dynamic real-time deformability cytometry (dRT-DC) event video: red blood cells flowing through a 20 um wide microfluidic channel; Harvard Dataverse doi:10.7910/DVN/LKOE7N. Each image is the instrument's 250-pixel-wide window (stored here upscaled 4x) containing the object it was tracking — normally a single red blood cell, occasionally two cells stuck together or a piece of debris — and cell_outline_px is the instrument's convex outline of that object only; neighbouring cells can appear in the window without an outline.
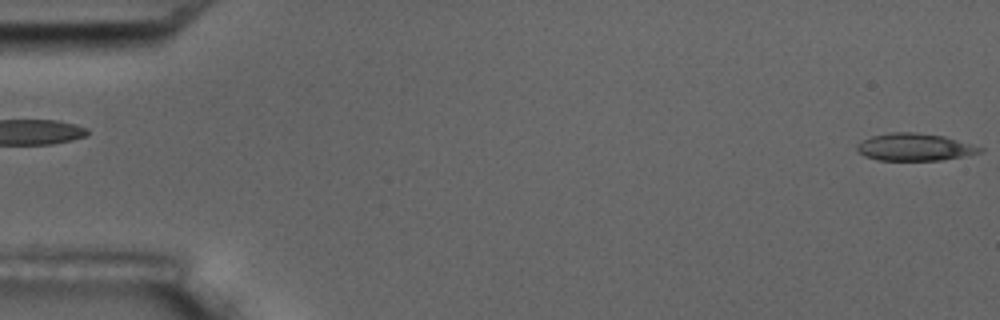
{"species": "common noctule bat (a hibernating species)", "species_latin": "Nyctalus noctula", "temperature_condition": "room temperature", "stored_images_in_passage": 6, "segment_of_instrument_passage": [2, 2], "camera_frame_rate_fps": 3000, "um_per_image_px": 0.085, "animal": {"sex": "male", "body_mass_g": 17.5, "forearm_length_mm": 52.3}, "frame": {"image": 1, "passage_image": 6, "time_ms": 6.0, "image_size_px": [1000, 320], "cell_outline_px": [[984, 152], [940, 160], [876, 160], [864, 156], [856, 148], [856, 144], [872, 136], [888, 132], [916, 132], [944, 136], [984, 148]], "centroid_in_image_um": [77.73, 12.5], "position_along_channel_um": 7.3, "area_um2": 19.54}}